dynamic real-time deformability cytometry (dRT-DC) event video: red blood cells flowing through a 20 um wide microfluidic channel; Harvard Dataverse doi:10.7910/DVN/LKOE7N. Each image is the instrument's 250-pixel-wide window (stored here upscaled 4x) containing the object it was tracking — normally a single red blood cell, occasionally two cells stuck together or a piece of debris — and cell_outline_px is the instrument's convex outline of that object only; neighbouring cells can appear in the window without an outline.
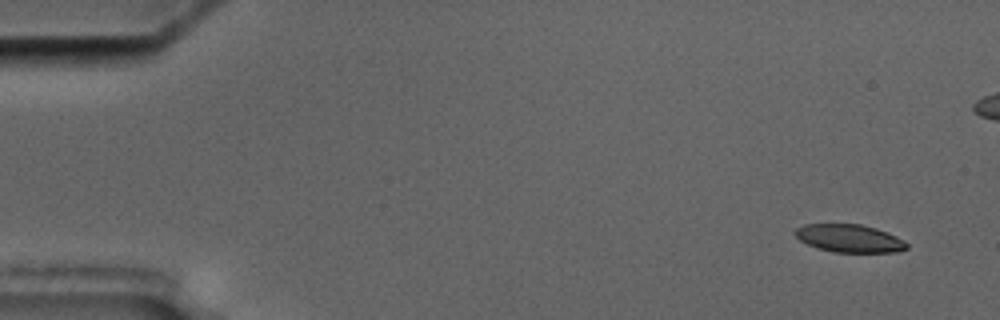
{"species": "common noctule bat (a hibernating species)", "species_latin": "Nyctalus noctula", "temperature_condition": "cold", "stored_images_in_passage": 6, "camera_frame_rate_fps": 3000, "um_per_image_px": 0.085, "animal": {"sex": "male", "body_mass_g": 17.5, "forearm_length_mm": 52.3}, "frame": {"image": 1, "passage_image": 1, "time_ms": 0.0, "image_size_px": [1000, 320], "cell_outline_px": [[908, 248], [896, 252], [836, 252], [816, 248], [800, 240], [796, 236], [796, 228], [804, 224], [860, 224], [876, 228], [888, 232], [904, 240], [908, 244]], "centroid_in_image_um": [72.23, 20.26], "position_along_channel_um": 12.8, "area_um2": 18.09}}